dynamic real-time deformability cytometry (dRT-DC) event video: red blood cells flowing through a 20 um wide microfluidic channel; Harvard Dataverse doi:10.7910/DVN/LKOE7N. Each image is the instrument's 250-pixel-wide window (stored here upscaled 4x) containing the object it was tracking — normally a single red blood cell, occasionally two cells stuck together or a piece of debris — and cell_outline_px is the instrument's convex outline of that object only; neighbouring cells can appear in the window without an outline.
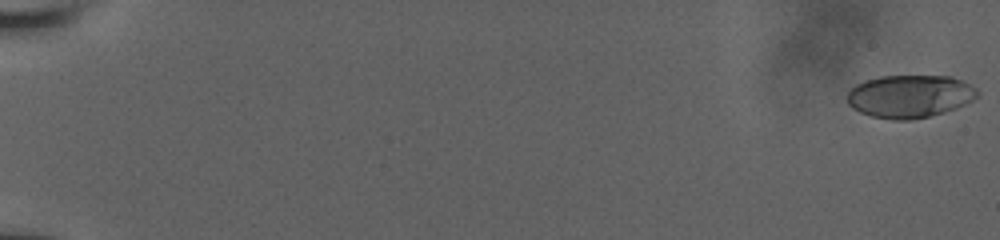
{"species": "human", "species_latin": "Homo sapiens", "temperature_condition": "room temperature", "stored_images_in_passage": 24, "camera_frame_rate_fps": 3000, "um_per_image_px": 0.085, "donor": {"sex": "male"}, "frame": {"image": 1, "passage_image": 1, "time_ms": 0.0, "image_size_px": [1000, 240], "cell_outline_px": [[980, 92], [972, 100], [956, 108], [944, 112], [928, 116], [908, 120], [892, 120], [872, 116], [860, 112], [852, 108], [848, 104], [848, 92], [856, 84], [880, 76], [952, 76], [976, 88]], "centroid_in_image_um": [77.32, 8.18], "position_along_channel_um": 7.7, "area_um2": 32.25}}
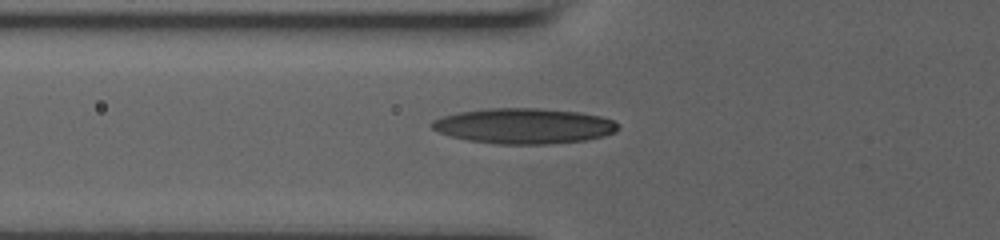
{"frame": {"image": 2, "passage_image": 21, "time_ms": 7.667, "image_size_px": [1000, 240], "cell_outline_px": [[620, 128], [616, 132], [604, 136], [584, 140], [548, 144], [496, 144], [468, 140], [452, 136], [440, 132], [432, 128], [428, 124], [432, 120], [444, 116], [460, 112], [488, 108], [536, 108], [580, 112], [600, 116], [612, 120], [620, 124]], "centroid_in_image_um": [44.56, 10.7], "position_along_channel_um": 81.2, "area_um2": 38.44}}
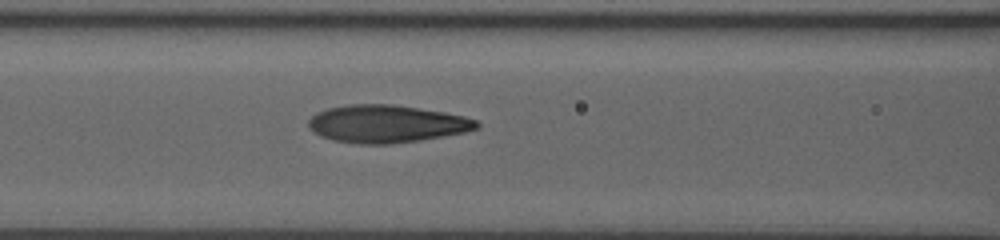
{"frame": {"image": 3, "passage_image": 24, "time_ms": 9.0, "image_size_px": [1000, 240], "cell_outline_px": [[480, 128], [464, 132], [420, 140], [392, 144], [356, 144], [332, 140], [320, 136], [308, 128], [308, 120], [316, 112], [328, 108], [348, 104], [392, 104], [444, 112], [464, 116], [476, 120], [480, 124]], "centroid_in_image_um": [32.83, 10.53], "position_along_channel_um": 133.8, "area_um2": 37.05}}